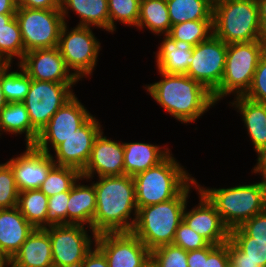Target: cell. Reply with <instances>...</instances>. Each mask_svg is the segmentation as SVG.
Listing matches in <instances>:
<instances>
[{
    "instance_id": "cell-4",
    "label": "cell",
    "mask_w": 266,
    "mask_h": 267,
    "mask_svg": "<svg viewBox=\"0 0 266 267\" xmlns=\"http://www.w3.org/2000/svg\"><path fill=\"white\" fill-rule=\"evenodd\" d=\"M198 189L215 206L222 222L229 229L266 210V180L238 184L228 188H210L198 182Z\"/></svg>"
},
{
    "instance_id": "cell-9",
    "label": "cell",
    "mask_w": 266,
    "mask_h": 267,
    "mask_svg": "<svg viewBox=\"0 0 266 267\" xmlns=\"http://www.w3.org/2000/svg\"><path fill=\"white\" fill-rule=\"evenodd\" d=\"M15 17L23 39L24 55L31 50L58 46L64 24L60 9L17 7Z\"/></svg>"
},
{
    "instance_id": "cell-18",
    "label": "cell",
    "mask_w": 266,
    "mask_h": 267,
    "mask_svg": "<svg viewBox=\"0 0 266 267\" xmlns=\"http://www.w3.org/2000/svg\"><path fill=\"white\" fill-rule=\"evenodd\" d=\"M199 203L183 212V221L211 245H221L229 240L230 230L224 225L215 206L198 190Z\"/></svg>"
},
{
    "instance_id": "cell-46",
    "label": "cell",
    "mask_w": 266,
    "mask_h": 267,
    "mask_svg": "<svg viewBox=\"0 0 266 267\" xmlns=\"http://www.w3.org/2000/svg\"><path fill=\"white\" fill-rule=\"evenodd\" d=\"M17 7L29 9H60V0H15Z\"/></svg>"
},
{
    "instance_id": "cell-6",
    "label": "cell",
    "mask_w": 266,
    "mask_h": 267,
    "mask_svg": "<svg viewBox=\"0 0 266 267\" xmlns=\"http://www.w3.org/2000/svg\"><path fill=\"white\" fill-rule=\"evenodd\" d=\"M265 53L263 40L227 44L224 74L219 88L212 94L216 104L230 95L244 96Z\"/></svg>"
},
{
    "instance_id": "cell-23",
    "label": "cell",
    "mask_w": 266,
    "mask_h": 267,
    "mask_svg": "<svg viewBox=\"0 0 266 267\" xmlns=\"http://www.w3.org/2000/svg\"><path fill=\"white\" fill-rule=\"evenodd\" d=\"M125 175L134 177L138 173L158 165L172 151L167 145L145 142H123Z\"/></svg>"
},
{
    "instance_id": "cell-54",
    "label": "cell",
    "mask_w": 266,
    "mask_h": 267,
    "mask_svg": "<svg viewBox=\"0 0 266 267\" xmlns=\"http://www.w3.org/2000/svg\"><path fill=\"white\" fill-rule=\"evenodd\" d=\"M0 267H6V262L1 256H0Z\"/></svg>"
},
{
    "instance_id": "cell-31",
    "label": "cell",
    "mask_w": 266,
    "mask_h": 267,
    "mask_svg": "<svg viewBox=\"0 0 266 267\" xmlns=\"http://www.w3.org/2000/svg\"><path fill=\"white\" fill-rule=\"evenodd\" d=\"M16 58V64L23 60L24 45L19 24L14 16L0 28V64H15L13 62Z\"/></svg>"
},
{
    "instance_id": "cell-14",
    "label": "cell",
    "mask_w": 266,
    "mask_h": 267,
    "mask_svg": "<svg viewBox=\"0 0 266 267\" xmlns=\"http://www.w3.org/2000/svg\"><path fill=\"white\" fill-rule=\"evenodd\" d=\"M95 246L109 267H148L151 263V251L132 232L98 234Z\"/></svg>"
},
{
    "instance_id": "cell-2",
    "label": "cell",
    "mask_w": 266,
    "mask_h": 267,
    "mask_svg": "<svg viewBox=\"0 0 266 267\" xmlns=\"http://www.w3.org/2000/svg\"><path fill=\"white\" fill-rule=\"evenodd\" d=\"M157 71L161 79L143 87L154 102L181 124L195 123L216 106L212 93L186 74Z\"/></svg>"
},
{
    "instance_id": "cell-43",
    "label": "cell",
    "mask_w": 266,
    "mask_h": 267,
    "mask_svg": "<svg viewBox=\"0 0 266 267\" xmlns=\"http://www.w3.org/2000/svg\"><path fill=\"white\" fill-rule=\"evenodd\" d=\"M230 263L228 244L217 245L207 256L205 267H227Z\"/></svg>"
},
{
    "instance_id": "cell-1",
    "label": "cell",
    "mask_w": 266,
    "mask_h": 267,
    "mask_svg": "<svg viewBox=\"0 0 266 267\" xmlns=\"http://www.w3.org/2000/svg\"><path fill=\"white\" fill-rule=\"evenodd\" d=\"M97 179L96 181H92ZM84 178L96 191L92 230L98 234L131 232L137 217L134 178L129 175Z\"/></svg>"
},
{
    "instance_id": "cell-53",
    "label": "cell",
    "mask_w": 266,
    "mask_h": 267,
    "mask_svg": "<svg viewBox=\"0 0 266 267\" xmlns=\"http://www.w3.org/2000/svg\"><path fill=\"white\" fill-rule=\"evenodd\" d=\"M229 1H237V0H211L212 5H217V4L225 3V2H229Z\"/></svg>"
},
{
    "instance_id": "cell-27",
    "label": "cell",
    "mask_w": 266,
    "mask_h": 267,
    "mask_svg": "<svg viewBox=\"0 0 266 267\" xmlns=\"http://www.w3.org/2000/svg\"><path fill=\"white\" fill-rule=\"evenodd\" d=\"M24 135L25 145H34L39 132L32 126L23 102L8 103L0 110V138L2 134Z\"/></svg>"
},
{
    "instance_id": "cell-41",
    "label": "cell",
    "mask_w": 266,
    "mask_h": 267,
    "mask_svg": "<svg viewBox=\"0 0 266 267\" xmlns=\"http://www.w3.org/2000/svg\"><path fill=\"white\" fill-rule=\"evenodd\" d=\"M244 96L256 102L266 103V53L260 57L251 86Z\"/></svg>"
},
{
    "instance_id": "cell-39",
    "label": "cell",
    "mask_w": 266,
    "mask_h": 267,
    "mask_svg": "<svg viewBox=\"0 0 266 267\" xmlns=\"http://www.w3.org/2000/svg\"><path fill=\"white\" fill-rule=\"evenodd\" d=\"M69 191L57 193L48 198L46 227L67 224V203Z\"/></svg>"
},
{
    "instance_id": "cell-36",
    "label": "cell",
    "mask_w": 266,
    "mask_h": 267,
    "mask_svg": "<svg viewBox=\"0 0 266 267\" xmlns=\"http://www.w3.org/2000/svg\"><path fill=\"white\" fill-rule=\"evenodd\" d=\"M110 18V33L117 30V23L127 27H137L140 9V0H107ZM117 22V23H116ZM115 31V32H114Z\"/></svg>"
},
{
    "instance_id": "cell-5",
    "label": "cell",
    "mask_w": 266,
    "mask_h": 267,
    "mask_svg": "<svg viewBox=\"0 0 266 267\" xmlns=\"http://www.w3.org/2000/svg\"><path fill=\"white\" fill-rule=\"evenodd\" d=\"M172 152L158 165L135 175L137 209L175 198L193 179Z\"/></svg>"
},
{
    "instance_id": "cell-8",
    "label": "cell",
    "mask_w": 266,
    "mask_h": 267,
    "mask_svg": "<svg viewBox=\"0 0 266 267\" xmlns=\"http://www.w3.org/2000/svg\"><path fill=\"white\" fill-rule=\"evenodd\" d=\"M93 29L77 25L69 29V25L64 23L60 31L57 47L67 68L79 81L92 76L98 64L102 46Z\"/></svg>"
},
{
    "instance_id": "cell-45",
    "label": "cell",
    "mask_w": 266,
    "mask_h": 267,
    "mask_svg": "<svg viewBox=\"0 0 266 267\" xmlns=\"http://www.w3.org/2000/svg\"><path fill=\"white\" fill-rule=\"evenodd\" d=\"M79 267H109V265L105 255L94 246Z\"/></svg>"
},
{
    "instance_id": "cell-29",
    "label": "cell",
    "mask_w": 266,
    "mask_h": 267,
    "mask_svg": "<svg viewBox=\"0 0 266 267\" xmlns=\"http://www.w3.org/2000/svg\"><path fill=\"white\" fill-rule=\"evenodd\" d=\"M172 25L196 20H213L211 0H166Z\"/></svg>"
},
{
    "instance_id": "cell-55",
    "label": "cell",
    "mask_w": 266,
    "mask_h": 267,
    "mask_svg": "<svg viewBox=\"0 0 266 267\" xmlns=\"http://www.w3.org/2000/svg\"><path fill=\"white\" fill-rule=\"evenodd\" d=\"M263 44H264V51L266 53V37L263 39Z\"/></svg>"
},
{
    "instance_id": "cell-20",
    "label": "cell",
    "mask_w": 266,
    "mask_h": 267,
    "mask_svg": "<svg viewBox=\"0 0 266 267\" xmlns=\"http://www.w3.org/2000/svg\"><path fill=\"white\" fill-rule=\"evenodd\" d=\"M34 229L17 207L0 209V256L6 263Z\"/></svg>"
},
{
    "instance_id": "cell-12",
    "label": "cell",
    "mask_w": 266,
    "mask_h": 267,
    "mask_svg": "<svg viewBox=\"0 0 266 267\" xmlns=\"http://www.w3.org/2000/svg\"><path fill=\"white\" fill-rule=\"evenodd\" d=\"M226 55L227 44L212 34L207 40L192 47L186 75L213 94L221 84Z\"/></svg>"
},
{
    "instance_id": "cell-42",
    "label": "cell",
    "mask_w": 266,
    "mask_h": 267,
    "mask_svg": "<svg viewBox=\"0 0 266 267\" xmlns=\"http://www.w3.org/2000/svg\"><path fill=\"white\" fill-rule=\"evenodd\" d=\"M240 228L251 237V242L266 244V210L245 221Z\"/></svg>"
},
{
    "instance_id": "cell-56",
    "label": "cell",
    "mask_w": 266,
    "mask_h": 267,
    "mask_svg": "<svg viewBox=\"0 0 266 267\" xmlns=\"http://www.w3.org/2000/svg\"><path fill=\"white\" fill-rule=\"evenodd\" d=\"M227 267H234V266L231 263H229Z\"/></svg>"
},
{
    "instance_id": "cell-16",
    "label": "cell",
    "mask_w": 266,
    "mask_h": 267,
    "mask_svg": "<svg viewBox=\"0 0 266 267\" xmlns=\"http://www.w3.org/2000/svg\"><path fill=\"white\" fill-rule=\"evenodd\" d=\"M19 65L33 80L57 83L79 82L67 68L58 47L26 52Z\"/></svg>"
},
{
    "instance_id": "cell-10",
    "label": "cell",
    "mask_w": 266,
    "mask_h": 267,
    "mask_svg": "<svg viewBox=\"0 0 266 267\" xmlns=\"http://www.w3.org/2000/svg\"><path fill=\"white\" fill-rule=\"evenodd\" d=\"M44 229L49 233L54 267H79L96 243V233L81 224L49 226Z\"/></svg>"
},
{
    "instance_id": "cell-50",
    "label": "cell",
    "mask_w": 266,
    "mask_h": 267,
    "mask_svg": "<svg viewBox=\"0 0 266 267\" xmlns=\"http://www.w3.org/2000/svg\"><path fill=\"white\" fill-rule=\"evenodd\" d=\"M16 9L15 0H0V14H15Z\"/></svg>"
},
{
    "instance_id": "cell-38",
    "label": "cell",
    "mask_w": 266,
    "mask_h": 267,
    "mask_svg": "<svg viewBox=\"0 0 266 267\" xmlns=\"http://www.w3.org/2000/svg\"><path fill=\"white\" fill-rule=\"evenodd\" d=\"M19 191L11 166L0 163V209L17 207Z\"/></svg>"
},
{
    "instance_id": "cell-30",
    "label": "cell",
    "mask_w": 266,
    "mask_h": 267,
    "mask_svg": "<svg viewBox=\"0 0 266 267\" xmlns=\"http://www.w3.org/2000/svg\"><path fill=\"white\" fill-rule=\"evenodd\" d=\"M17 208L34 228H46L48 197L40 189L19 192Z\"/></svg>"
},
{
    "instance_id": "cell-22",
    "label": "cell",
    "mask_w": 266,
    "mask_h": 267,
    "mask_svg": "<svg viewBox=\"0 0 266 267\" xmlns=\"http://www.w3.org/2000/svg\"><path fill=\"white\" fill-rule=\"evenodd\" d=\"M229 106L233 107L242 118L246 133L254 151L266 145V103H260L245 96L233 97Z\"/></svg>"
},
{
    "instance_id": "cell-52",
    "label": "cell",
    "mask_w": 266,
    "mask_h": 267,
    "mask_svg": "<svg viewBox=\"0 0 266 267\" xmlns=\"http://www.w3.org/2000/svg\"><path fill=\"white\" fill-rule=\"evenodd\" d=\"M14 16L15 14H0V28L8 23Z\"/></svg>"
},
{
    "instance_id": "cell-40",
    "label": "cell",
    "mask_w": 266,
    "mask_h": 267,
    "mask_svg": "<svg viewBox=\"0 0 266 267\" xmlns=\"http://www.w3.org/2000/svg\"><path fill=\"white\" fill-rule=\"evenodd\" d=\"M172 244L187 252L201 249L209 245V243L201 235L197 234L183 220L176 230Z\"/></svg>"
},
{
    "instance_id": "cell-13",
    "label": "cell",
    "mask_w": 266,
    "mask_h": 267,
    "mask_svg": "<svg viewBox=\"0 0 266 267\" xmlns=\"http://www.w3.org/2000/svg\"><path fill=\"white\" fill-rule=\"evenodd\" d=\"M92 114L75 94L51 117L39 132L34 147L51 154L66 138L79 129ZM51 146V147H50Z\"/></svg>"
},
{
    "instance_id": "cell-47",
    "label": "cell",
    "mask_w": 266,
    "mask_h": 267,
    "mask_svg": "<svg viewBox=\"0 0 266 267\" xmlns=\"http://www.w3.org/2000/svg\"><path fill=\"white\" fill-rule=\"evenodd\" d=\"M257 159L255 166L251 169L252 174L261 175L266 180V145L256 151Z\"/></svg>"
},
{
    "instance_id": "cell-51",
    "label": "cell",
    "mask_w": 266,
    "mask_h": 267,
    "mask_svg": "<svg viewBox=\"0 0 266 267\" xmlns=\"http://www.w3.org/2000/svg\"><path fill=\"white\" fill-rule=\"evenodd\" d=\"M8 104L2 91V64H0V110Z\"/></svg>"
},
{
    "instance_id": "cell-19",
    "label": "cell",
    "mask_w": 266,
    "mask_h": 267,
    "mask_svg": "<svg viewBox=\"0 0 266 267\" xmlns=\"http://www.w3.org/2000/svg\"><path fill=\"white\" fill-rule=\"evenodd\" d=\"M97 174V175H96ZM125 174L123 141L105 136L102 130L95 138L83 178L119 176Z\"/></svg>"
},
{
    "instance_id": "cell-44",
    "label": "cell",
    "mask_w": 266,
    "mask_h": 267,
    "mask_svg": "<svg viewBox=\"0 0 266 267\" xmlns=\"http://www.w3.org/2000/svg\"><path fill=\"white\" fill-rule=\"evenodd\" d=\"M217 245L209 244L207 247L196 249L187 252V265L188 267H205V260H207L208 254Z\"/></svg>"
},
{
    "instance_id": "cell-35",
    "label": "cell",
    "mask_w": 266,
    "mask_h": 267,
    "mask_svg": "<svg viewBox=\"0 0 266 267\" xmlns=\"http://www.w3.org/2000/svg\"><path fill=\"white\" fill-rule=\"evenodd\" d=\"M81 177V172L73 167L54 165L48 172L40 190L49 198L57 193L70 191Z\"/></svg>"
},
{
    "instance_id": "cell-24",
    "label": "cell",
    "mask_w": 266,
    "mask_h": 267,
    "mask_svg": "<svg viewBox=\"0 0 266 267\" xmlns=\"http://www.w3.org/2000/svg\"><path fill=\"white\" fill-rule=\"evenodd\" d=\"M60 10L64 23L68 24L67 19L70 12H73L80 19L77 26L94 27L110 33L107 0H60Z\"/></svg>"
},
{
    "instance_id": "cell-33",
    "label": "cell",
    "mask_w": 266,
    "mask_h": 267,
    "mask_svg": "<svg viewBox=\"0 0 266 267\" xmlns=\"http://www.w3.org/2000/svg\"><path fill=\"white\" fill-rule=\"evenodd\" d=\"M212 34L213 20H196L172 25L168 35L178 44L194 47Z\"/></svg>"
},
{
    "instance_id": "cell-28",
    "label": "cell",
    "mask_w": 266,
    "mask_h": 267,
    "mask_svg": "<svg viewBox=\"0 0 266 267\" xmlns=\"http://www.w3.org/2000/svg\"><path fill=\"white\" fill-rule=\"evenodd\" d=\"M170 22L166 0H140L139 18L136 29L151 31L155 36L169 34Z\"/></svg>"
},
{
    "instance_id": "cell-26",
    "label": "cell",
    "mask_w": 266,
    "mask_h": 267,
    "mask_svg": "<svg viewBox=\"0 0 266 267\" xmlns=\"http://www.w3.org/2000/svg\"><path fill=\"white\" fill-rule=\"evenodd\" d=\"M159 36L160 39L164 38L157 47L158 51L153 52L157 69L170 74H186L192 57V47L178 44L168 34Z\"/></svg>"
},
{
    "instance_id": "cell-48",
    "label": "cell",
    "mask_w": 266,
    "mask_h": 267,
    "mask_svg": "<svg viewBox=\"0 0 266 267\" xmlns=\"http://www.w3.org/2000/svg\"><path fill=\"white\" fill-rule=\"evenodd\" d=\"M230 263L234 267H261L259 263L251 260H240V256L228 245Z\"/></svg>"
},
{
    "instance_id": "cell-49",
    "label": "cell",
    "mask_w": 266,
    "mask_h": 267,
    "mask_svg": "<svg viewBox=\"0 0 266 267\" xmlns=\"http://www.w3.org/2000/svg\"><path fill=\"white\" fill-rule=\"evenodd\" d=\"M260 19V34L263 40L266 37V0H257Z\"/></svg>"
},
{
    "instance_id": "cell-21",
    "label": "cell",
    "mask_w": 266,
    "mask_h": 267,
    "mask_svg": "<svg viewBox=\"0 0 266 267\" xmlns=\"http://www.w3.org/2000/svg\"><path fill=\"white\" fill-rule=\"evenodd\" d=\"M10 267H54L49 233L35 228L7 262Z\"/></svg>"
},
{
    "instance_id": "cell-15",
    "label": "cell",
    "mask_w": 266,
    "mask_h": 267,
    "mask_svg": "<svg viewBox=\"0 0 266 267\" xmlns=\"http://www.w3.org/2000/svg\"><path fill=\"white\" fill-rule=\"evenodd\" d=\"M92 115L74 134L66 138L50 154L55 165L73 167L82 172L91 155L95 138L104 130L101 122Z\"/></svg>"
},
{
    "instance_id": "cell-32",
    "label": "cell",
    "mask_w": 266,
    "mask_h": 267,
    "mask_svg": "<svg viewBox=\"0 0 266 267\" xmlns=\"http://www.w3.org/2000/svg\"><path fill=\"white\" fill-rule=\"evenodd\" d=\"M2 64V91L8 103L23 102L29 92L31 78L18 64ZM13 70V71H12Z\"/></svg>"
},
{
    "instance_id": "cell-37",
    "label": "cell",
    "mask_w": 266,
    "mask_h": 267,
    "mask_svg": "<svg viewBox=\"0 0 266 267\" xmlns=\"http://www.w3.org/2000/svg\"><path fill=\"white\" fill-rule=\"evenodd\" d=\"M154 267H188L187 251L173 244L163 245L151 251Z\"/></svg>"
},
{
    "instance_id": "cell-25",
    "label": "cell",
    "mask_w": 266,
    "mask_h": 267,
    "mask_svg": "<svg viewBox=\"0 0 266 267\" xmlns=\"http://www.w3.org/2000/svg\"><path fill=\"white\" fill-rule=\"evenodd\" d=\"M83 180V177L79 178L69 191L67 224H81L92 229L96 211V191L92 182L85 185Z\"/></svg>"
},
{
    "instance_id": "cell-11",
    "label": "cell",
    "mask_w": 266,
    "mask_h": 267,
    "mask_svg": "<svg viewBox=\"0 0 266 267\" xmlns=\"http://www.w3.org/2000/svg\"><path fill=\"white\" fill-rule=\"evenodd\" d=\"M77 83H57L31 79L29 92L23 103L32 126L40 132L51 117L74 95Z\"/></svg>"
},
{
    "instance_id": "cell-3",
    "label": "cell",
    "mask_w": 266,
    "mask_h": 267,
    "mask_svg": "<svg viewBox=\"0 0 266 267\" xmlns=\"http://www.w3.org/2000/svg\"><path fill=\"white\" fill-rule=\"evenodd\" d=\"M197 192L194 178L175 198L155 205L138 208L132 233L150 250L173 243L176 230L183 220V212L189 202L191 189Z\"/></svg>"
},
{
    "instance_id": "cell-7",
    "label": "cell",
    "mask_w": 266,
    "mask_h": 267,
    "mask_svg": "<svg viewBox=\"0 0 266 267\" xmlns=\"http://www.w3.org/2000/svg\"><path fill=\"white\" fill-rule=\"evenodd\" d=\"M213 34L226 44L262 40L257 0L213 5Z\"/></svg>"
},
{
    "instance_id": "cell-17",
    "label": "cell",
    "mask_w": 266,
    "mask_h": 267,
    "mask_svg": "<svg viewBox=\"0 0 266 267\" xmlns=\"http://www.w3.org/2000/svg\"><path fill=\"white\" fill-rule=\"evenodd\" d=\"M14 174L19 192L40 189L50 169L55 165L50 154L38 150L33 145H25V150L6 161Z\"/></svg>"
},
{
    "instance_id": "cell-34",
    "label": "cell",
    "mask_w": 266,
    "mask_h": 267,
    "mask_svg": "<svg viewBox=\"0 0 266 267\" xmlns=\"http://www.w3.org/2000/svg\"><path fill=\"white\" fill-rule=\"evenodd\" d=\"M226 243L240 256V260H251L259 263L261 267H266V244L251 242V237L240 227L230 230Z\"/></svg>"
}]
</instances>
